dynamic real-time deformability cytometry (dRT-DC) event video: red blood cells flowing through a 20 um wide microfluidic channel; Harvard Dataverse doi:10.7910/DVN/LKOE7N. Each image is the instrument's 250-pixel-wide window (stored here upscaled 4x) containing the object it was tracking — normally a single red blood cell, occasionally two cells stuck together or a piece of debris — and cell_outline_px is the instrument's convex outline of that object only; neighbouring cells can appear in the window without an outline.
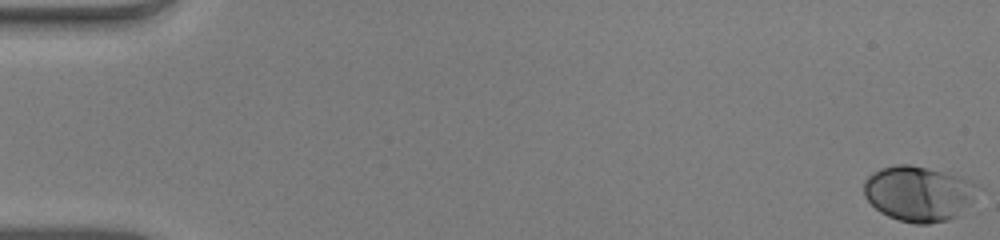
{"species": "human", "species_latin": "Homo sapiens", "temperature_condition": "warm", "stored_images_in_passage": 15, "camera_frame_rate_fps": 3000, "um_per_image_px": 0.085, "donor": {"sex": "male"}, "frame": {"image": 1, "passage_image": 1, "time_ms": 0.0, "image_size_px": [1000, 240], "cell_outline_px": [[980, 192], [956, 216], [948, 220], [928, 224], [916, 224], [900, 220], [888, 216], [880, 212], [864, 196], [864, 180], [872, 172], [880, 168], [896, 164], [908, 164], [956, 176], [968, 180], [976, 184], [980, 188]], "centroid_in_image_um": [78.05, 16.46], "position_along_channel_um": 7.0, "area_um2": 36.3}}